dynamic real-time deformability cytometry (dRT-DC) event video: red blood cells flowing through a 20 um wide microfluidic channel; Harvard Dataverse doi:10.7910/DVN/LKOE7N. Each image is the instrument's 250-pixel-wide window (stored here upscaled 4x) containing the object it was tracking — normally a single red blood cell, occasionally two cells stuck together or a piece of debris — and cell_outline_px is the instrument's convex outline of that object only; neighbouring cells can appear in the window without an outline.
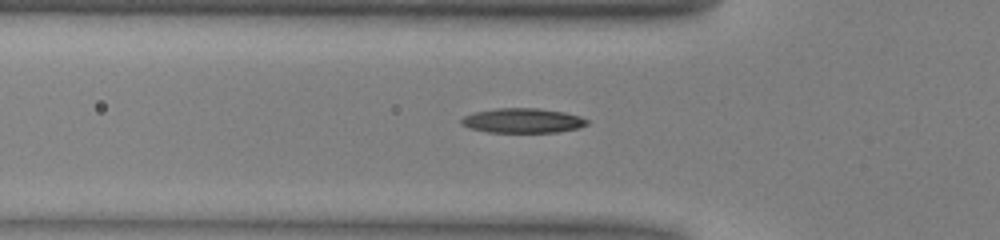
{"species": "common noctule bat (a hibernating species)", "species_latin": "Nyctalus noctula", "temperature_condition": "warm", "stored_images_in_passage": 40, "camera_frame_rate_fps": 3000, "um_per_image_px": 0.085, "animal": {"sex": "male", "body_mass_g": 13.0, "forearm_length_mm": 53.1}, "frame": {"image": 1, "passage_image": 15, "time_ms": 4.667, "image_size_px": [1000, 240], "cell_outline_px": [[588, 124], [580, 128], [556, 132], [488, 132], [468, 128], [460, 124], [460, 120], [464, 116], [476, 112], [496, 108], [540, 108], [564, 112], [580, 116], [588, 120]], "centroid_in_image_um": [44.43, 10.25], "position_along_channel_um": 81.4, "area_um2": 18.15}}
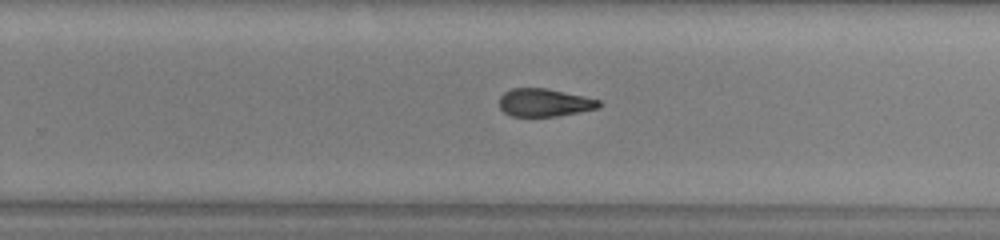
{"frame": {"image": 2, "passage_image": 30, "time_ms": 9.667, "image_size_px": [1000, 240], "cell_outline_px": [[604, 104], [596, 108], [580, 112], [556, 116], [512, 116], [504, 112], [500, 108], [500, 96], [504, 92], [512, 88], [548, 88], [584, 96], [600, 100]], "centroid_in_image_um": [46.29, 8.71], "position_along_channel_um": 283.5, "area_um2": 16.24}}
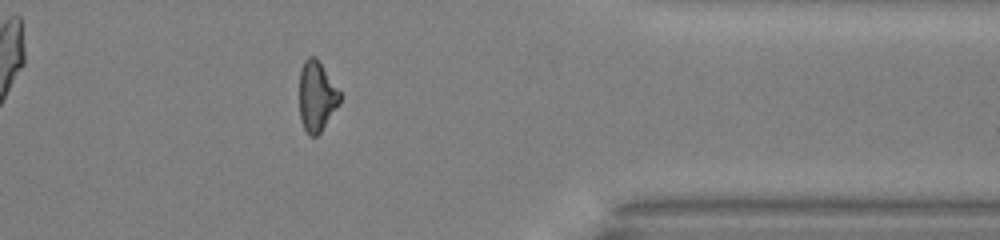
{"frame": {"image": 3, "passage_image": 39, "time_ms": 12.667, "image_size_px": [1000, 240], "cell_outline_px": [[340, 100], [320, 132], [316, 136], [308, 136], [300, 120], [300, 68], [304, 60], [308, 56], [316, 56], [340, 92]], "centroid_in_image_um": [26.88, 8.16], "position_along_channel_um": 384.5, "area_um2": 16.3}}